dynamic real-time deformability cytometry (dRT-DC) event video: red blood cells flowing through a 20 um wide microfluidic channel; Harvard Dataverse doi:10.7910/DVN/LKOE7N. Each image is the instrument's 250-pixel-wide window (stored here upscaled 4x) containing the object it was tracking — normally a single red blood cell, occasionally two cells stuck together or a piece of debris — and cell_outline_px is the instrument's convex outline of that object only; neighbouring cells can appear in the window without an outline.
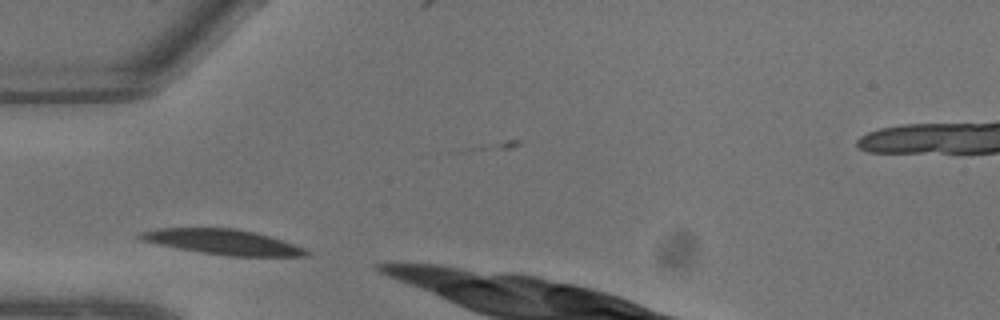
{"species": "common noctule bat (a hibernating species)", "species_latin": "Nyctalus noctula", "temperature_condition": "warm", "stored_images_in_passage": 5, "camera_frame_rate_fps": 3000, "um_per_image_px": 0.085, "animal": {"sex": "male", "body_mass_g": 13.3}, "frame": {"image": 1, "passage_image": 3, "time_ms": 0.667, "image_size_px": [1000, 320], "cell_outline_px": [[312, 252], [308, 256], [228, 256], [200, 252], [156, 244], [140, 240], [136, 236], [140, 232], [156, 228], [232, 228], [256, 232], [304, 248]], "centroid_in_image_um": [18.89, 20.56], "position_along_channel_um": 66.1, "area_um2": 24.28}}